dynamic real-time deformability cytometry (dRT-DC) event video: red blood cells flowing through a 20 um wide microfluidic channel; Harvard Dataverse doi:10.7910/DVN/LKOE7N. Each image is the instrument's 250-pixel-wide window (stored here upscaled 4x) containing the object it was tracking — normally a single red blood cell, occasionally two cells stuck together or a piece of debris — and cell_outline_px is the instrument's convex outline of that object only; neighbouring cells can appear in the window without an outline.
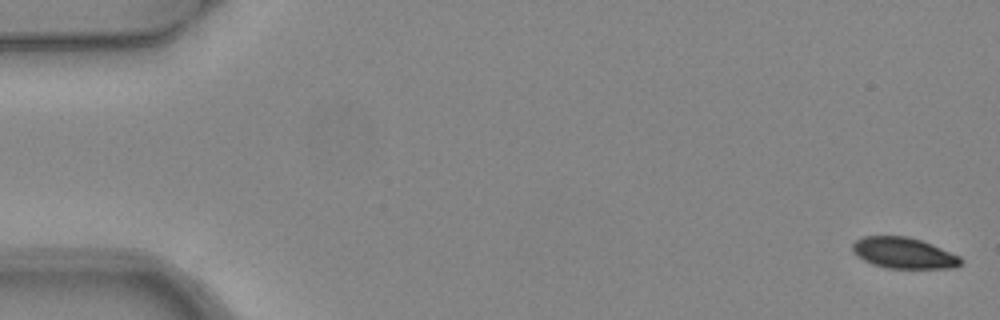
{"species": "common noctule bat (a hibernating species)", "species_latin": "Nyctalus noctula", "temperature_condition": "warm", "stored_images_in_passage": 6, "camera_frame_rate_fps": 3000, "um_per_image_px": 0.085, "animal": {"sex": "female", "body_mass_g": 24.6, "forearm_length_mm": 56.2}, "frame": {"image": 1, "passage_image": 1, "time_ms": 0.0, "image_size_px": [1000, 320], "cell_outline_px": [[964, 260], [956, 268], [888, 268], [872, 264], [864, 260], [852, 252], [852, 244], [856, 240], [864, 236], [908, 236], [932, 244], [960, 256]], "centroid_in_image_um": [76.82, 21.5], "position_along_channel_um": 8.2, "area_um2": 19.59}}
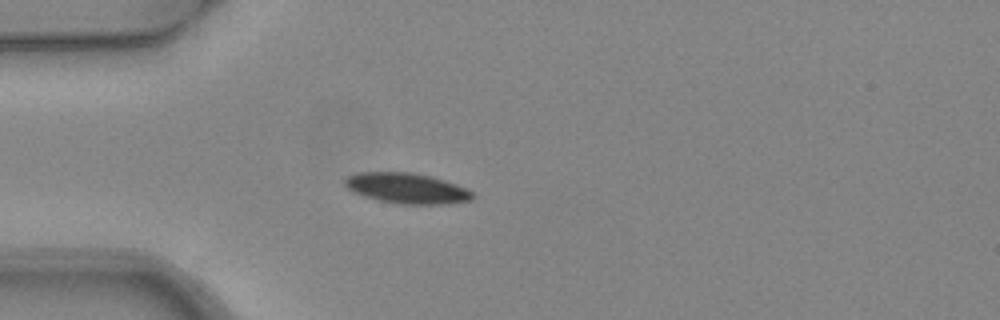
{"frame": {"image": 2, "passage_image": 5, "time_ms": 1.333, "image_size_px": [1000, 320], "cell_outline_px": [[476, 196], [472, 200], [444, 204], [404, 204], [380, 200], [364, 196], [352, 192], [344, 184], [344, 180], [348, 176], [356, 172], [408, 172], [428, 176], [456, 184], [472, 192]], "centroid_in_image_um": [34.56, 16.0], "position_along_channel_um": 50.4, "area_um2": 22.43}}